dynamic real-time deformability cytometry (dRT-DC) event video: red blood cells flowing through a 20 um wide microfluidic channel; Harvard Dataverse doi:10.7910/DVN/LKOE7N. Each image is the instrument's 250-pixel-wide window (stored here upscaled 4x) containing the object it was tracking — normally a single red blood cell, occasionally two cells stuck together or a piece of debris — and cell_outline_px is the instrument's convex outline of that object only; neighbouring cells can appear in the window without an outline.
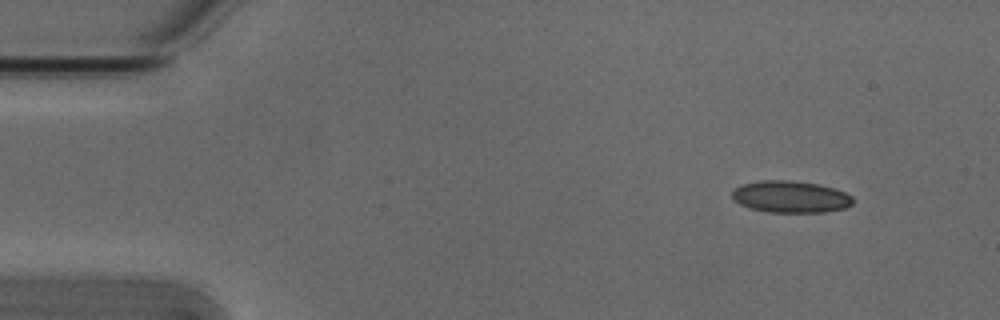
{"species": "Egyptian fruit bat (a non-hibernating species)", "species_latin": "Rousettus aegyptiacus", "temperature_condition": "cold", "stored_images_in_passage": 49, "camera_frame_rate_fps": 3000, "um_per_image_px": 0.085, "animal": {"sex": "male"}, "frame": {"image": 1, "passage_image": 1, "time_ms": 0.0, "image_size_px": [1000, 320], "cell_outline_px": [[852, 204], [844, 208], [824, 212], [768, 212], [752, 208], [740, 204], [732, 200], [732, 192], [736, 188], [744, 184], [760, 180], [788, 180], [816, 184], [836, 188], [852, 196]], "centroid_in_image_um": [67.19, 16.72], "position_along_channel_um": 17.8, "area_um2": 22.25}}
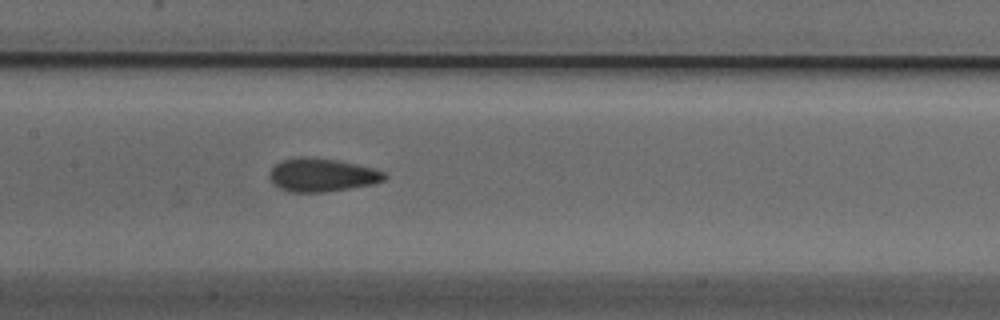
{"frame": {"image": 2, "passage_image": 21, "time_ms": 6.667, "image_size_px": [1000, 320], "cell_outline_px": [[388, 176], [384, 180], [372, 184], [324, 192], [292, 192], [280, 188], [272, 184], [268, 176], [272, 168], [276, 164], [284, 160], [296, 156], [304, 156], [340, 160], [372, 168], [384, 172]], "centroid_in_image_um": [27.34, 14.86], "position_along_channel_um": 180.1, "area_um2": 22.31}}
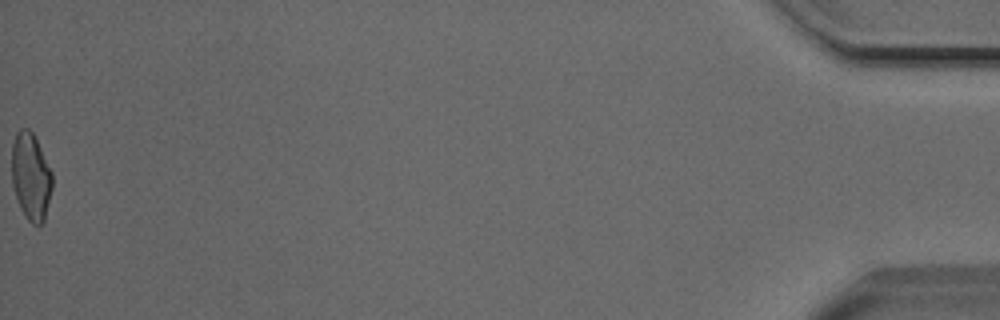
{"frame": {"image": 3, "passage_image": 49, "time_ms": 16.0, "image_size_px": [1000, 320], "cell_outline_px": [[52, 188], [44, 220], [40, 224], [32, 224], [24, 216], [20, 208], [12, 184], [12, 144], [16, 132], [20, 128], [28, 128], [32, 132], [52, 172]], "centroid_in_image_um": [2.61, 15.0], "position_along_channel_um": 432.6, "area_um2": 20.46}, "authors_computed_cell_mechanics": {"area_um2": 21.675, "velocity_mm_per_s": 3.8521, "shape_relaxation_time_tau1_ms": null, "shape_relaxation_time_tau2_ms": 2.5952, "deformation_change_tau1": null, "deformation_change_tau2": 0.0904}}